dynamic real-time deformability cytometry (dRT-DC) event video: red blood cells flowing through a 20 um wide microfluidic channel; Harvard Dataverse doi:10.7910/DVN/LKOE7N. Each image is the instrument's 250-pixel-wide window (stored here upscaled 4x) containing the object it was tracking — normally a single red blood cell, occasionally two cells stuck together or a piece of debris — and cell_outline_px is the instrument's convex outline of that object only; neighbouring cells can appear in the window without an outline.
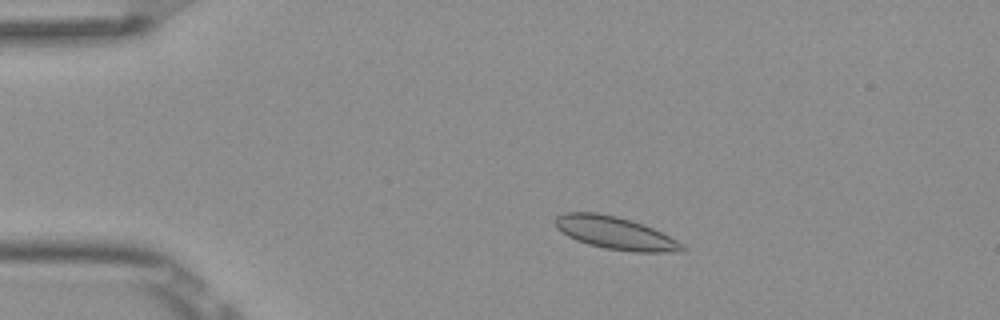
{"species": "Egyptian fruit bat (a non-hibernating species)", "species_latin": "Rousettus aegyptiacus", "temperature_condition": "room temperature", "stored_images_in_passage": 4, "camera_frame_rate_fps": 3000, "um_per_image_px": 0.085, "frame": {"image": 1, "passage_image": 2, "time_ms": 0.333, "image_size_px": [1000, 320], "cell_outline_px": [[688, 248], [684, 252], [636, 252], [604, 248], [588, 244], [576, 240], [568, 236], [556, 228], [556, 216], [564, 212], [596, 212], [616, 216], [632, 220], [652, 228], [684, 244]], "centroid_in_image_um": [52.32, 19.81], "position_along_channel_um": 32.7, "area_um2": 24.16}}
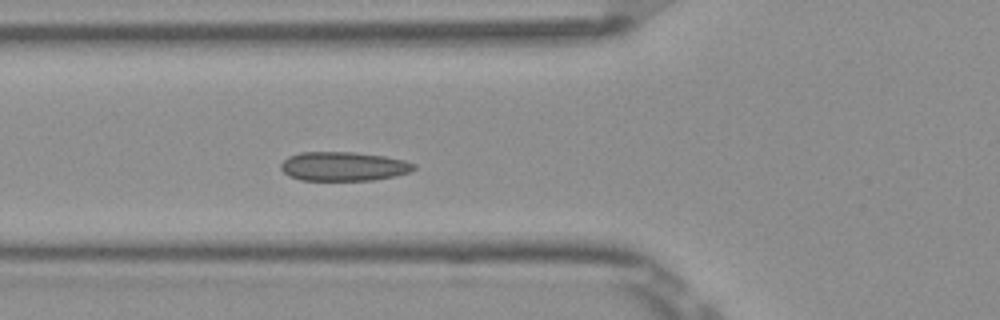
{"frame": {"image": 2, "passage_image": 4, "time_ms": 1.0, "image_size_px": [1000, 320], "cell_outline_px": [[416, 168], [408, 172], [392, 176], [372, 180], [300, 180], [288, 176], [280, 168], [280, 164], [288, 156], [300, 152], [356, 152], [384, 156], [404, 160], [416, 164]], "centroid_in_image_um": [29.16, 14.13], "position_along_channel_um": 96.6, "area_um2": 22.54}}